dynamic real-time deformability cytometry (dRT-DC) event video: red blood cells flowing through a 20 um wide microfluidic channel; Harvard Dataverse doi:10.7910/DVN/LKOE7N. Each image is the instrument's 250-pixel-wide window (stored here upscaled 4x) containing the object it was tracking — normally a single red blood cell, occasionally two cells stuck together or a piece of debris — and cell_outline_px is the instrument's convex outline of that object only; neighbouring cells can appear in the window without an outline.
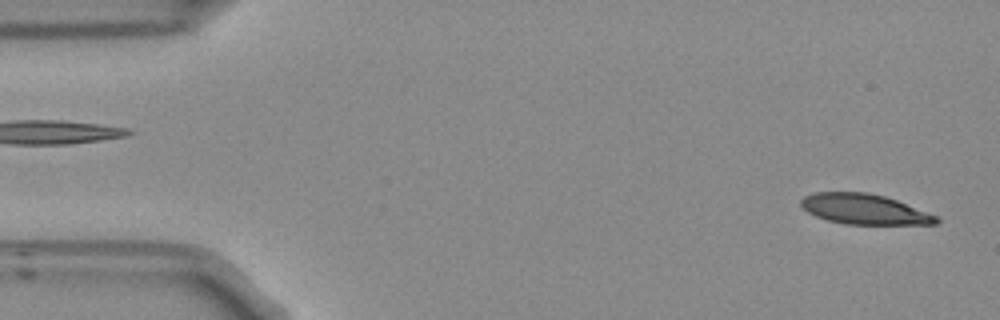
{"species": "Egyptian fruit bat (a non-hibernating species)", "species_latin": "Rousettus aegyptiacus", "temperature_condition": "room temperature", "stored_images_in_passage": 11, "camera_frame_rate_fps": 3000, "um_per_image_px": 0.085, "frame": {"image": 1, "passage_image": 1, "time_ms": 0.0, "image_size_px": [1000, 320], "cell_outline_px": [[940, 220], [936, 224], [844, 224], [828, 220], [816, 216], [808, 212], [800, 204], [800, 200], [804, 196], [812, 192], [868, 192], [884, 196], [896, 200], [940, 216]], "centroid_in_image_um": [73.48, 17.78], "position_along_channel_um": 11.5, "area_um2": 23.93}}